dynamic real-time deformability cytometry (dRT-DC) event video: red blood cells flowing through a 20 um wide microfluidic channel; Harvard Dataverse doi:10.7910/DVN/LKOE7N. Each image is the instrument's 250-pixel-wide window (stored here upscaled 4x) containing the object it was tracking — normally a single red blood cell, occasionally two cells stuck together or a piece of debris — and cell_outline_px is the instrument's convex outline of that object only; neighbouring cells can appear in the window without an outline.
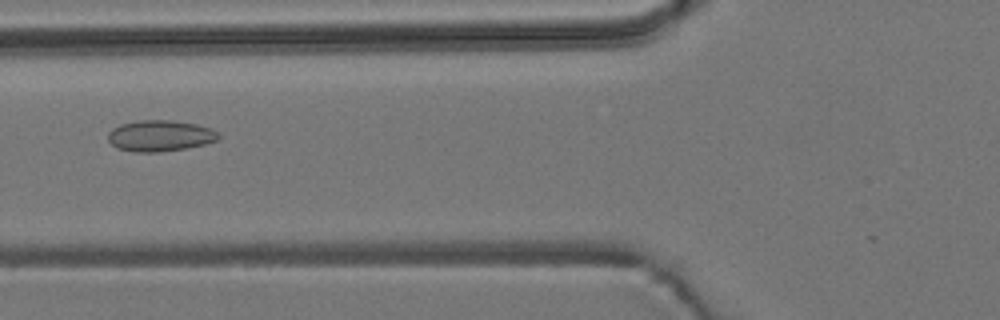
{"species": "common noctule bat (a hibernating species)", "species_latin": "Nyctalus noctula", "temperature_condition": "room temperature", "stored_images_in_passage": 49, "camera_frame_rate_fps": 3000, "um_per_image_px": 0.085, "animal": {"sex": "male", "body_mass_g": 19.2, "forearm_length_mm": 51.8}, "frame": {"image": 1, "passage_image": 21, "time_ms": 6.667, "image_size_px": [1000, 320], "cell_outline_px": [[220, 136], [216, 140], [204, 144], [188, 148], [156, 152], [136, 152], [116, 148], [108, 140], [108, 132], [112, 128], [120, 124], [140, 120], [172, 120], [196, 124], [212, 128]], "centroid_in_image_um": [13.58, 11.54], "position_along_channel_um": 112.2, "area_um2": 20.06}}
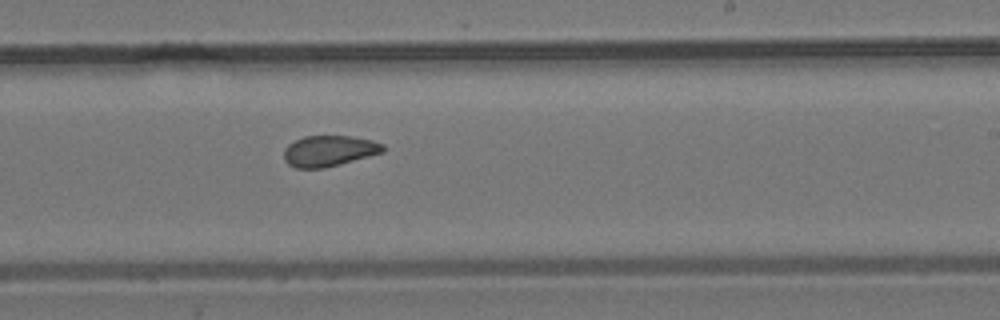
{"frame": {"image": 2, "passage_image": 33, "time_ms": 10.667, "image_size_px": [1000, 320], "cell_outline_px": [[384, 152], [324, 168], [296, 168], [288, 164], [284, 160], [284, 148], [288, 144], [304, 136], [352, 136], [372, 140], [384, 144]], "centroid_in_image_um": [27.96, 12.82], "position_along_channel_um": 261.0, "area_um2": 17.8}}
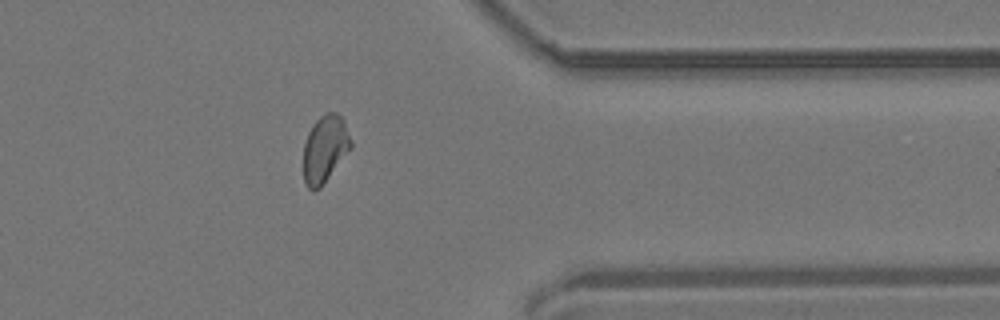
{"frame": {"image": 3, "passage_image": 44, "time_ms": 14.333, "image_size_px": [1000, 320], "cell_outline_px": [[352, 148], [320, 188], [312, 192], [304, 184], [304, 144], [308, 132], [312, 124], [324, 112], [336, 112], [344, 120], [352, 140]], "centroid_in_image_um": [27.63, 12.65], "position_along_channel_um": 383.8, "area_um2": 18.84}}